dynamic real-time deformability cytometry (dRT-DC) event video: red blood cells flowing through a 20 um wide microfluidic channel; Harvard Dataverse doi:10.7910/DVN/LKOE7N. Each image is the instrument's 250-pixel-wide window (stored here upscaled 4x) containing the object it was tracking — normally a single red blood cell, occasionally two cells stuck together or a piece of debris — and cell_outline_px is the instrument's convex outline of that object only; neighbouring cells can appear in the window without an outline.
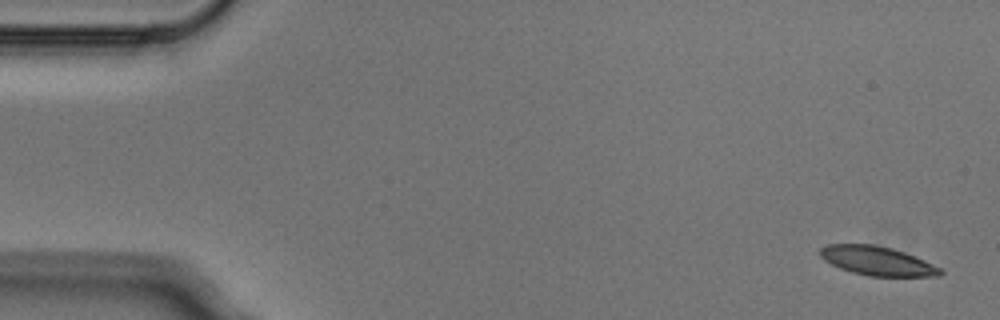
{"species": "Egyptian fruit bat (a non-hibernating species)", "species_latin": "Rousettus aegyptiacus", "temperature_condition": "cold", "stored_images_in_passage": 4, "camera_frame_rate_fps": 3000, "um_per_image_px": 0.085, "animal": {"sex": "male"}, "frame": {"image": 1, "passage_image": 1, "time_ms": 0.0, "image_size_px": [1000, 320], "cell_outline_px": [[944, 272], [940, 276], [868, 276], [852, 272], [840, 268], [824, 260], [820, 256], [820, 248], [828, 244], [876, 244], [892, 248], [904, 252], [924, 260], [940, 268]], "centroid_in_image_um": [74.55, 22.17], "position_along_channel_um": 10.4, "area_um2": 20.29}}
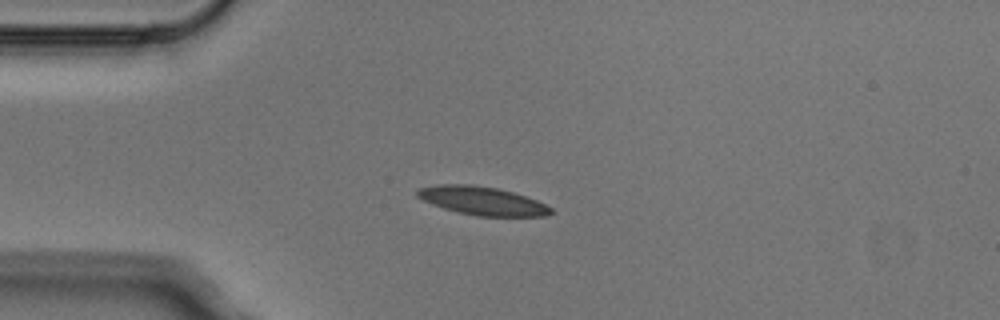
{"frame": {"image": 2, "passage_image": 4, "time_ms": 1.0, "image_size_px": [1000, 320], "cell_outline_px": [[556, 212], [544, 216], [476, 216], [456, 212], [432, 204], [416, 196], [416, 192], [420, 188], [440, 184], [472, 184], [496, 188], [512, 192], [536, 200], [552, 208]], "centroid_in_image_um": [41.0, 17.07], "position_along_channel_um": 44.0, "area_um2": 22.02}}